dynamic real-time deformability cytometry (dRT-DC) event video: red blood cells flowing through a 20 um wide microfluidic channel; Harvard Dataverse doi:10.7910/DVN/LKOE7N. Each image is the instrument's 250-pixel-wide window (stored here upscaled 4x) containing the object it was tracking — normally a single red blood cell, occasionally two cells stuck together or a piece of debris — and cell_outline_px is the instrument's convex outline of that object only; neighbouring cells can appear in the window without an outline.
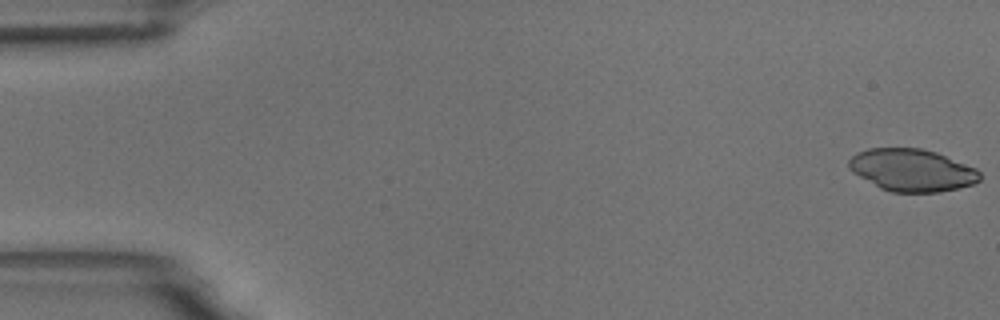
{"species": "common noctule bat (a hibernating species)", "species_latin": "Nyctalus noctula", "temperature_condition": "room temperature", "stored_images_in_passage": 5, "camera_frame_rate_fps": 3000, "um_per_image_px": 0.085, "animal": {"sex": "male", "body_mass_g": 18.8}, "frame": {"image": 1, "passage_image": 1, "time_ms": 0.0, "image_size_px": [1000, 320], "cell_outline_px": [[980, 180], [972, 184], [960, 188], [940, 192], [892, 192], [880, 188], [852, 172], [848, 168], [848, 160], [856, 152], [868, 148], [920, 148], [936, 152], [976, 168], [980, 172]], "centroid_in_image_um": [77.5, 14.46], "position_along_channel_um": 7.5, "area_um2": 32.37}}